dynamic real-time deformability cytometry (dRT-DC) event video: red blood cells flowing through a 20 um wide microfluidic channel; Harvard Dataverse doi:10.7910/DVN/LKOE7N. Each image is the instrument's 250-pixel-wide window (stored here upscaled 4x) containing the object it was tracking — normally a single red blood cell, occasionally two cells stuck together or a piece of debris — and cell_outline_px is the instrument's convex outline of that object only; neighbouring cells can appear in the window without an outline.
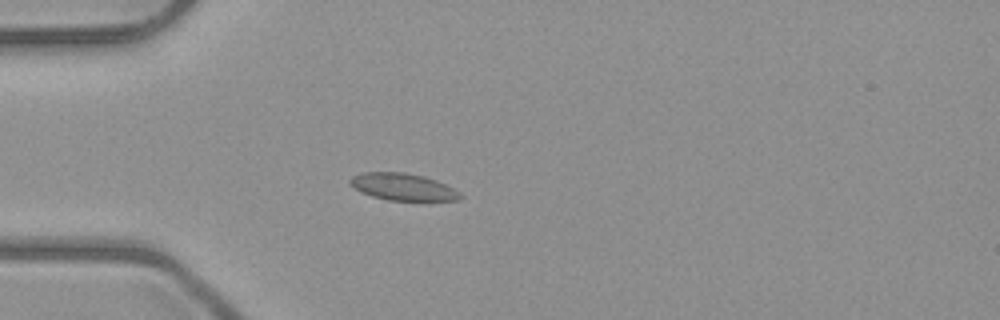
{"species": "common noctule bat (a hibernating species)", "species_latin": "Nyctalus noctula", "temperature_condition": "room temperature", "stored_images_in_passage": 3, "camera_frame_rate_fps": 3000, "um_per_image_px": 0.085, "animal": {"sex": "male", "body_mass_g": 23.1, "forearm_length_mm": 52.7}, "frame": {"image": 1, "passage_image": 2, "time_ms": 1.333, "image_size_px": [1000, 320], "cell_outline_px": [[464, 196], [460, 200], [388, 200], [372, 196], [360, 192], [348, 184], [348, 180], [352, 176], [364, 172], [404, 172], [424, 176], [436, 180], [460, 192]], "centroid_in_image_um": [34.22, 15.88], "position_along_channel_um": 50.8, "area_um2": 17.4}}